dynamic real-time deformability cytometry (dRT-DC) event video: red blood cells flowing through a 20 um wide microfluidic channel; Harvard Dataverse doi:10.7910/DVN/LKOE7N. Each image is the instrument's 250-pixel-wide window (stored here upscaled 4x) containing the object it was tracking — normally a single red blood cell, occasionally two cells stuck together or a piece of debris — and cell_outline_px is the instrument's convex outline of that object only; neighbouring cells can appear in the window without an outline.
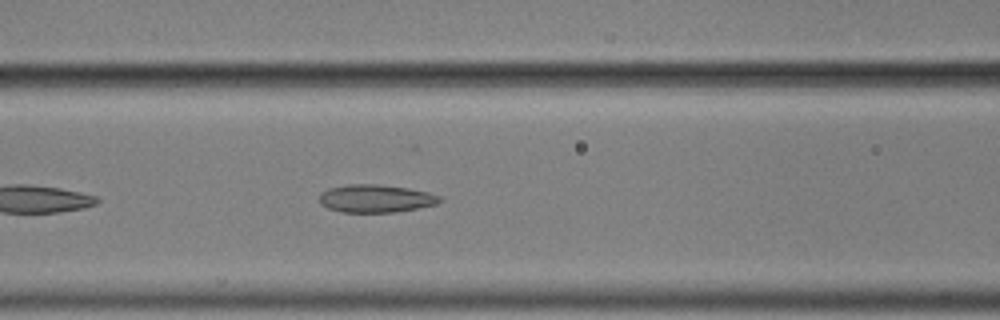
{"species": "common noctule bat (a hibernating species)", "species_latin": "Nyctalus noctula", "temperature_condition": "cold", "stored_images_in_passage": 20, "camera_frame_rate_fps": 3000, "um_per_image_px": 0.085, "animal": {"sex": "male", "body_mass_g": 17.9}, "frame": {"image": 1, "passage_image": 9, "time_ms": 2.667, "image_size_px": [1000, 320], "cell_outline_px": [[444, 200], [436, 204], [396, 212], [340, 212], [328, 208], [320, 204], [320, 192], [328, 188], [348, 184], [376, 184], [408, 188], [428, 192], [440, 196]], "centroid_in_image_um": [31.92, 16.87], "position_along_channel_um": 134.7, "area_um2": 19.59}}